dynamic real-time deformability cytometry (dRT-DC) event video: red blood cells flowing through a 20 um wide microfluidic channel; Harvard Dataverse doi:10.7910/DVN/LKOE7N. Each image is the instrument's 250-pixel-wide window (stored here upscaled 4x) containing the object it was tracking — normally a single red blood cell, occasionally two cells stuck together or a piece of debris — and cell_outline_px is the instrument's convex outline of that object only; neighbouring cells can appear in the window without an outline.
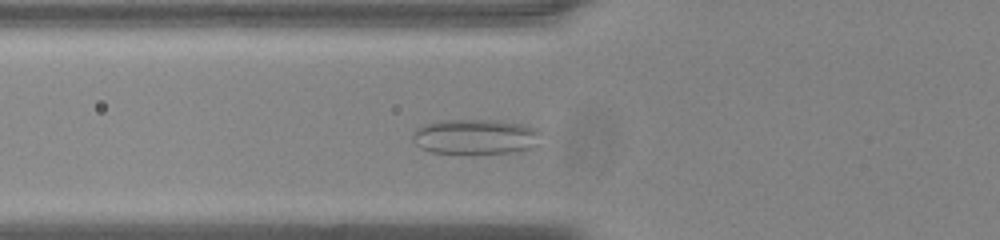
{"species": "common noctule bat (a hibernating species)", "species_latin": "Nyctalus noctula", "temperature_condition": "room temperature", "stored_images_in_passage": 48, "camera_frame_rate_fps": 3000, "um_per_image_px": 0.085, "animal": {"sex": "male", "body_mass_g": 20.0, "forearm_length_mm": 53.3}, "frame": {"image": 1, "passage_image": 14, "time_ms": 4.333, "image_size_px": [1000, 240], "cell_outline_px": [[540, 144], [532, 148], [520, 152], [432, 152], [420, 148], [412, 140], [412, 136], [416, 128], [424, 124], [436, 120], [500, 120], [524, 124], [536, 128], [540, 132]], "centroid_in_image_um": [40.45, 11.59], "position_along_channel_um": 85.4, "area_um2": 26.41}}
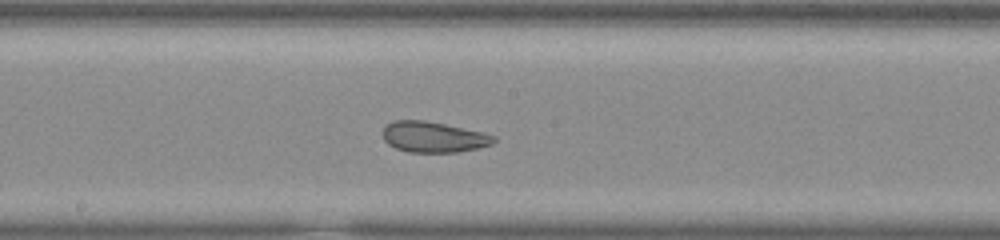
{"frame": {"image": 2, "passage_image": 24, "time_ms": 7.667, "image_size_px": [1000, 240], "cell_outline_px": [[496, 140], [492, 144], [476, 148], [456, 152], [408, 152], [396, 148], [388, 144], [384, 140], [384, 124], [392, 120], [424, 120], [484, 132], [496, 136]], "centroid_in_image_um": [36.83, 11.63], "position_along_channel_um": 211.4, "area_um2": 19.88}}
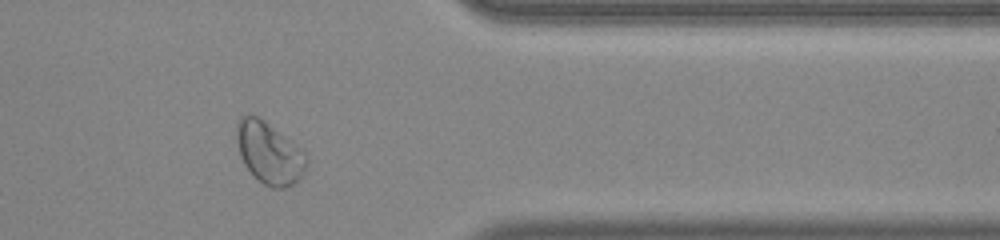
{"frame": {"image": 3, "passage_image": 39, "time_ms": 12.667, "image_size_px": [1000, 240], "cell_outline_px": [[308, 160], [304, 172], [300, 180], [284, 188], [272, 188], [264, 184], [244, 164], [240, 156], [236, 140], [236, 124], [240, 116], [252, 112], [264, 120], [296, 144], [304, 152]], "centroid_in_image_um": [22.87, 12.96], "position_along_channel_um": 388.5, "area_um2": 25.26}, "authors_computed_cell_mechanics": {"area_um2": 25.2297, "velocity_mm_per_s": 3.7596, "shape_relaxation_time_tau1_ms": null, "shape_relaxation_time_tau2_ms": 1.1788, "deformation_change_tau1": null, "deformation_change_tau2": 0.0692}}